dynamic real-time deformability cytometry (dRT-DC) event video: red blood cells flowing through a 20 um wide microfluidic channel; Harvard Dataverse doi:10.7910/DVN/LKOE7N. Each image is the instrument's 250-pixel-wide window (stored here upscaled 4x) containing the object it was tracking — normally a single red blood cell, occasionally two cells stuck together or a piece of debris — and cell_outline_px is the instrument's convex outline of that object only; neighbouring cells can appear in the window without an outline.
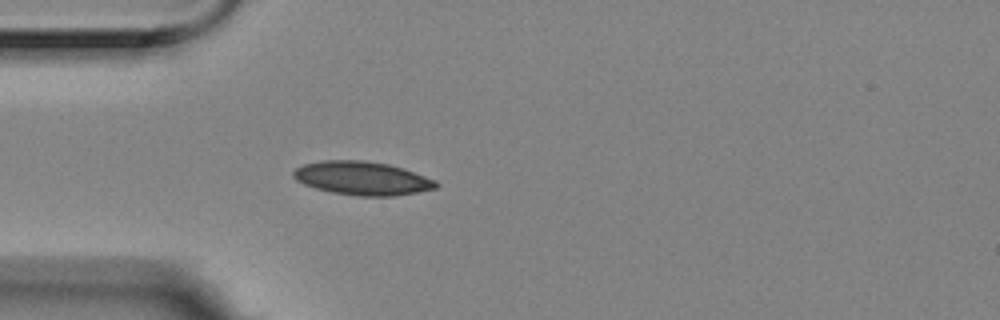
{"species": "Egyptian fruit bat (a non-hibernating species)", "species_latin": "Rousettus aegyptiacus", "temperature_condition": "room temperature", "stored_images_in_passage": 1, "camera_frame_rate_fps": 3000, "um_per_image_px": 0.085, "animal": {"sex": "female"}, "frame": {"image": 1, "passage_image": 1, "time_ms": 0.0, "image_size_px": [1000, 320], "cell_outline_px": [[440, 184], [436, 188], [416, 192], [392, 196], [360, 196], [332, 192], [316, 188], [304, 184], [296, 180], [292, 176], [292, 172], [296, 168], [304, 164], [320, 160], [364, 160], [388, 164], [404, 168], [436, 180]], "centroid_in_image_um": [30.79, 15.14], "position_along_channel_um": 54.2, "area_um2": 27.92}}